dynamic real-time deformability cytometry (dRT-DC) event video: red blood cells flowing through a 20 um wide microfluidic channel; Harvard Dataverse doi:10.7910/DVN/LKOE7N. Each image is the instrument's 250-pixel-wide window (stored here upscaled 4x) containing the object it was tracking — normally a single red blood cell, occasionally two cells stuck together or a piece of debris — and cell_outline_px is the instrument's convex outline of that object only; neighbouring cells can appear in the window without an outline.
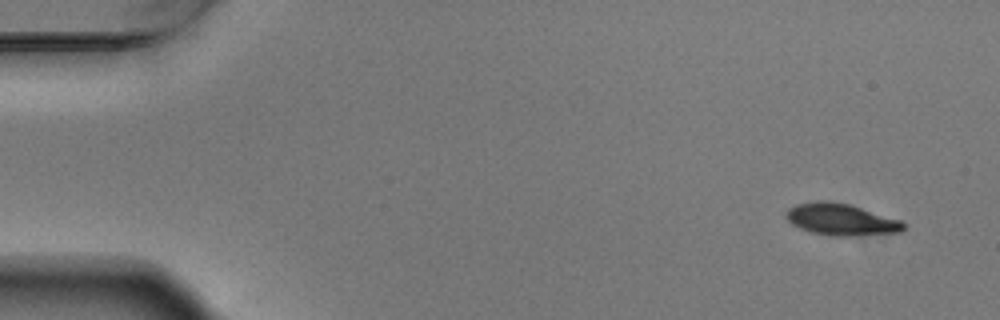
{"species": "Egyptian fruit bat (a non-hibernating species)", "species_latin": "Rousettus aegyptiacus", "temperature_condition": "warm", "stored_images_in_passage": 6, "segment_of_instrument_passage": [1, 2], "camera_frame_rate_fps": 3000, "um_per_image_px": 0.085, "animal": {"sex": "male"}, "frame": {"image": 1, "passage_image": 1, "time_ms": 0.0, "image_size_px": [1000, 320], "cell_outline_px": [[904, 228], [900, 232], [848, 236], [832, 236], [812, 232], [800, 228], [792, 224], [788, 220], [788, 208], [796, 204], [816, 200], [828, 200], [848, 204], [900, 220], [904, 224]], "centroid_in_image_um": [71.47, 18.65], "position_along_channel_um": 13.5, "area_um2": 21.39}}
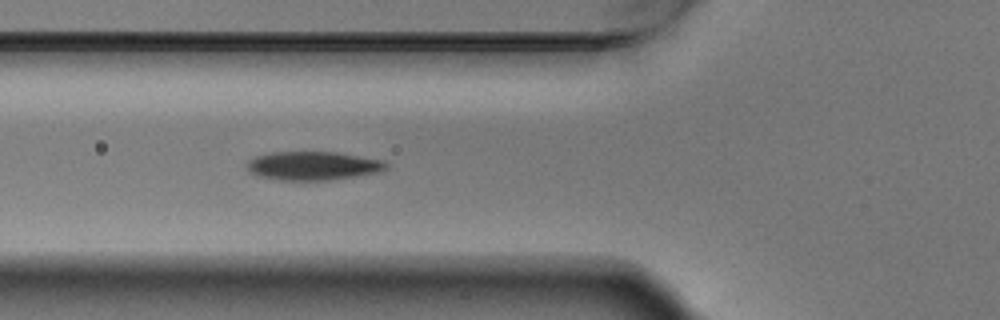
{"frame": {"image": 2, "passage_image": 5, "time_ms": 1.333, "image_size_px": [1000, 320], "cell_outline_px": [[388, 168], [380, 172], [356, 176], [328, 180], [280, 180], [256, 176], [248, 168], [248, 160], [256, 156], [272, 152], [336, 152], [384, 160], [388, 164]], "centroid_in_image_um": [26.64, 14.09], "position_along_channel_um": 99.2, "area_um2": 23.24}}